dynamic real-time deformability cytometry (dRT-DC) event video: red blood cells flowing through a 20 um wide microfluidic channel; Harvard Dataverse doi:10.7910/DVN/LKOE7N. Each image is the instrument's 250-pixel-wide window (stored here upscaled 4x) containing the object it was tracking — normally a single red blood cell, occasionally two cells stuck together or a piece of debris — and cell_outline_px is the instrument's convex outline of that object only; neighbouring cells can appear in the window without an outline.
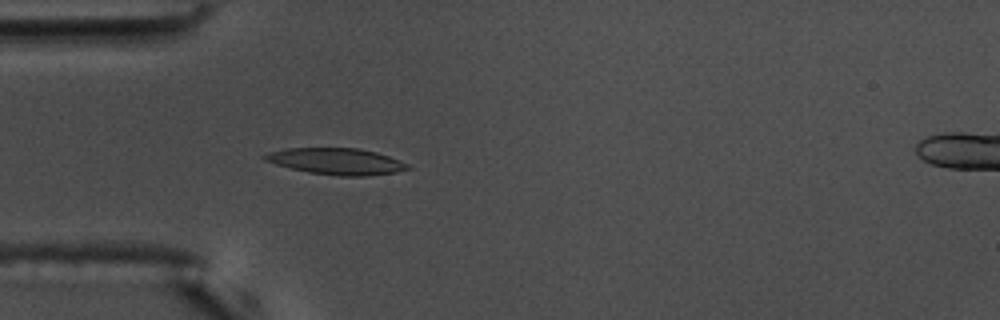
{"species": "common noctule bat (a hibernating species)", "species_latin": "Nyctalus noctula", "temperature_condition": "warm", "stored_images_in_passage": 57, "camera_frame_rate_fps": 3000, "um_per_image_px": 0.085, "animal": {"sex": "male", "body_mass_g": 17.5, "forearm_length_mm": 52.3}, "frame": {"image": 1, "passage_image": 17, "time_ms": 5.333, "image_size_px": [1000, 320], "cell_outline_px": [[412, 168], [396, 172], [364, 176], [340, 176], [308, 172], [276, 164], [264, 160], [260, 156], [268, 152], [288, 148], [360, 148], [376, 152], [400, 160], [408, 164]], "centroid_in_image_um": [28.59, 13.71], "position_along_channel_um": 56.4, "area_um2": 21.96}}
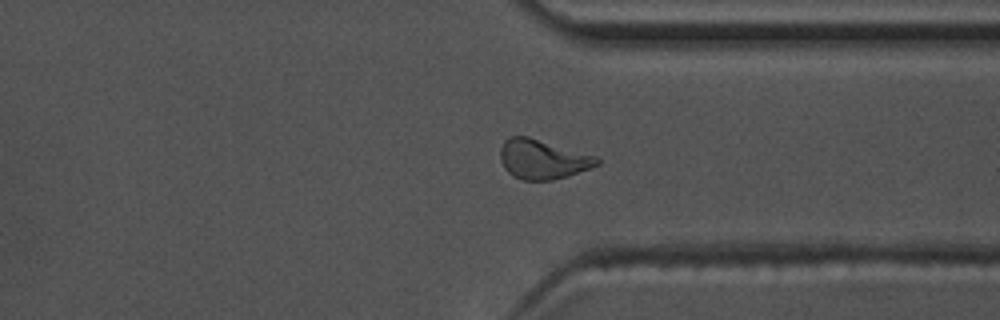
{"frame": {"image": 2, "passage_image": 43, "time_ms": 14.0, "image_size_px": [1000, 320], "cell_outline_px": [[600, 164], [552, 180], [524, 180], [512, 176], [504, 168], [500, 160], [500, 148], [504, 140], [508, 136], [528, 136], [596, 156], [600, 160]], "centroid_in_image_um": [46.07, 13.52], "position_along_channel_um": 365.3, "area_um2": 22.08}}
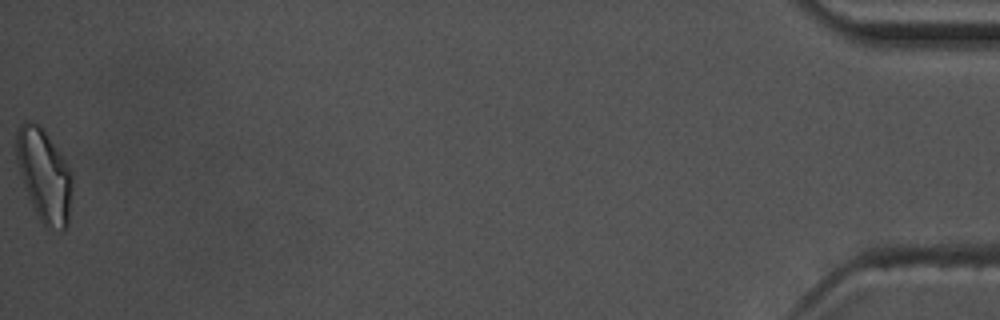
{"frame": {"image": 3, "passage_image": 57, "time_ms": 18.667, "image_size_px": [1000, 320], "cell_outline_px": [[72, 188], [68, 224], [64, 232], [60, 232], [44, 224], [40, 220], [28, 196], [16, 160], [16, 128], [20, 124], [28, 120], [36, 124], [44, 132], [56, 148], [72, 172]], "centroid_in_image_um": [3.76, 14.94], "position_along_channel_um": 431.4, "area_um2": 29.71}, "authors_computed_cell_mechanics": {"area_um2": 21.4438, "velocity_mm_per_s": 3.6229, "shape_relaxation_time_tau1_ms": 6.3345, "shape_relaxation_time_tau2_ms": 3.9154, "deformation_change_tau1": 0.1699, "deformation_change_tau2": 0.1166}}